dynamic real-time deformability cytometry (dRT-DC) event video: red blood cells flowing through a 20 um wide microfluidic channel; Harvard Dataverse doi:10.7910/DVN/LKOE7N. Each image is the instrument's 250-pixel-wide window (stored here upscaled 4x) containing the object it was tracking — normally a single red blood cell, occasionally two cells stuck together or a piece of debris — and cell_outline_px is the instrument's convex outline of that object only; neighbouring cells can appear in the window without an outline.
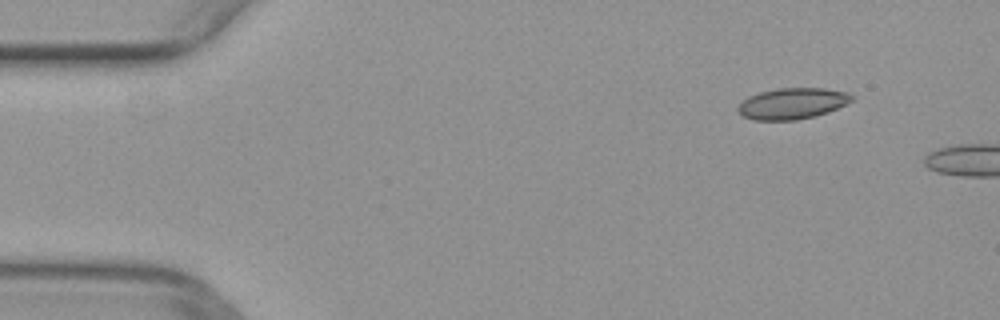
{"species": "common noctule bat (a hibernating species)", "species_latin": "Nyctalus noctula", "temperature_condition": "warm", "stored_images_in_passage": 4, "camera_frame_rate_fps": 3000, "um_per_image_px": 0.085, "animal": {"sex": "female", "body_mass_g": 29.2, "forearm_length_mm": 56.3}, "frame": {"image": 1, "passage_image": 1, "time_ms": 0.0, "image_size_px": [1000, 320], "cell_outline_px": [[852, 100], [828, 112], [816, 116], [796, 120], [752, 120], [744, 116], [736, 108], [748, 96], [760, 92], [776, 88], [824, 88], [848, 92], [852, 96]], "centroid_in_image_um": [67.33, 8.79], "position_along_channel_um": 17.7, "area_um2": 20.52}}